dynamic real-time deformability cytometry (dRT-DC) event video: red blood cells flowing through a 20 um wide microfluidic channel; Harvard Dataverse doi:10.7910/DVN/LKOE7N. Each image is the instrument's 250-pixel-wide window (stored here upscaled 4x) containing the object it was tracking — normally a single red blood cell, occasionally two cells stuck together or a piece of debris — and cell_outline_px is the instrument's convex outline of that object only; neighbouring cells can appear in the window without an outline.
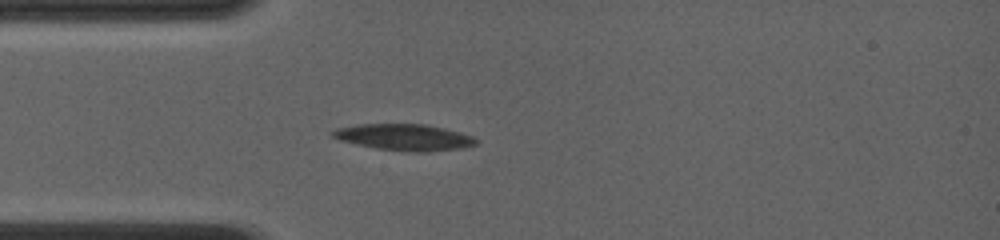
{"species": "common noctule bat (a hibernating species)", "species_latin": "Nyctalus noctula", "temperature_condition": "room temperature", "stored_images_in_passage": 50, "camera_frame_rate_fps": 4000, "um_per_image_px": 0.085, "animal": {"sex": "female", "body_mass_g": 19.0, "forearm_length_mm": 56.7}, "frame": {"image": 1, "passage_image": 1, "time_ms": 0.0, "image_size_px": [1000, 240], "cell_outline_px": [[476, 144], [460, 148], [424, 152], [412, 152], [376, 148], [340, 140], [332, 136], [328, 132], [336, 128], [356, 124], [424, 124], [444, 128], [460, 132], [472, 136], [476, 140]], "centroid_in_image_um": [34.31, 11.65], "position_along_channel_um": 50.7, "area_um2": 21.91}}
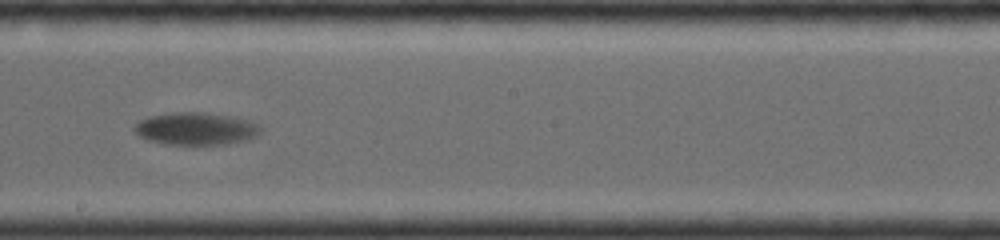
{"frame": {"image": 2, "passage_image": 21, "time_ms": 5.0, "image_size_px": [1000, 240], "cell_outline_px": [[260, 132], [256, 136], [248, 140], [228, 144], [164, 144], [148, 140], [140, 136], [132, 128], [140, 120], [148, 116], [176, 112], [204, 112], [228, 116], [248, 120], [256, 124], [260, 128]], "centroid_in_image_um": [16.63, 10.94], "position_along_channel_um": 231.6, "area_um2": 23.76}}
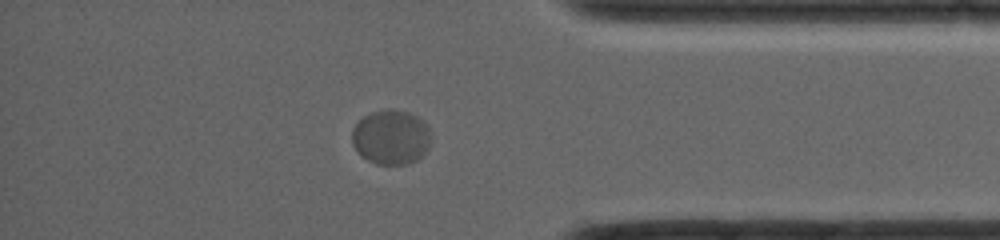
{"frame": {"image": 3, "passage_image": 40, "time_ms": 9.75, "image_size_px": [1000, 240], "cell_outline_px": [[432, 140], [428, 148], [416, 160], [408, 164], [376, 164], [360, 156], [352, 144], [352, 128], [364, 116], [372, 112], [388, 108], [392, 108], [408, 112], [424, 120], [428, 124], [432, 136]], "centroid_in_image_um": [33.26, 11.65], "position_along_channel_um": 401.9, "area_um2": 25.55}, "authors_computed_cell_mechanics": {"area_um2": 23.7269, "velocity_mm_per_s": 3.7395, "shape_relaxation_time_tau1_ms": 5.1815, "shape_relaxation_time_tau2_ms": null, "deformation_change_tau1": 0.1424, "deformation_change_tau2": null}}